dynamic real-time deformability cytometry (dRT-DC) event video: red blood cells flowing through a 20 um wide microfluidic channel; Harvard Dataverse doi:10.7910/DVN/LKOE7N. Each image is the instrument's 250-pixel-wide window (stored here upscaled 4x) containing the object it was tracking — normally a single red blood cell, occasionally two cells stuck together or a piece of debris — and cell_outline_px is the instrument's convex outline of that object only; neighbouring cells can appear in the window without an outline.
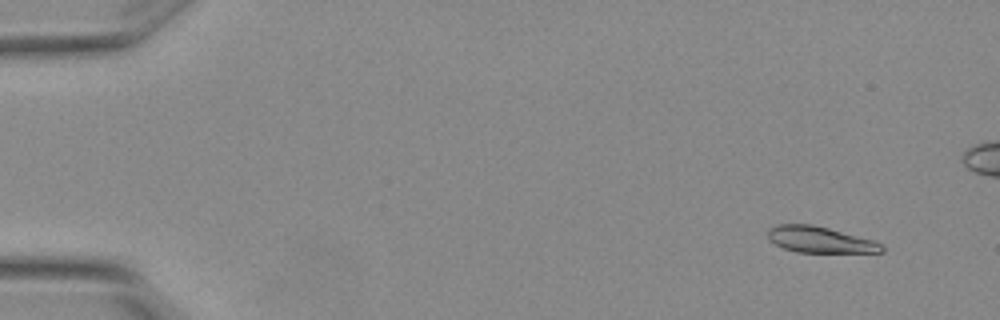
{"species": "Egyptian fruit bat (a non-hibernating species)", "species_latin": "Rousettus aegyptiacus", "temperature_condition": "warm", "stored_images_in_passage": 6, "segment_of_instrument_passage": [1, 2], "camera_frame_rate_fps": 3000, "um_per_image_px": 0.085, "animal": {"sex": "female"}, "frame": {"image": 1, "passage_image": 2, "time_ms": 0.333, "image_size_px": [1000, 320], "cell_outline_px": [[884, 252], [796, 252], [784, 248], [776, 244], [768, 236], [768, 228], [780, 224], [812, 224], [828, 228], [872, 240], [880, 244], [884, 248]], "centroid_in_image_um": [69.67, 20.37], "position_along_channel_um": 15.3, "area_um2": 16.99}}